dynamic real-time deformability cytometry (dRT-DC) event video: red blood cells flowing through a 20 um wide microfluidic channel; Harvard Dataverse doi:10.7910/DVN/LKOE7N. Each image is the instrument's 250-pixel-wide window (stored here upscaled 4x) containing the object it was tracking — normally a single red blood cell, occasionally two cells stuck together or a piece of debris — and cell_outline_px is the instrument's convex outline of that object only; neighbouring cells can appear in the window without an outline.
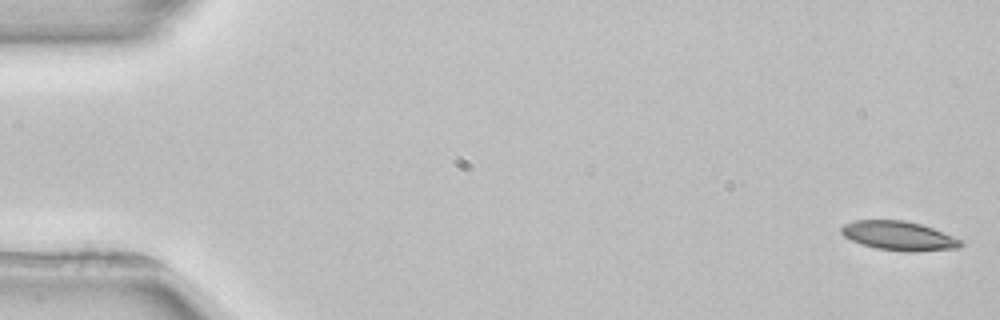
{"species": "common noctule bat (a hibernating species)", "species_latin": "Nyctalus noctula", "temperature_condition": "room temperature", "stored_images_in_passage": 4, "camera_frame_rate_fps": 3000, "um_per_image_px": 0.085, "animal": {"sex": "female", "body_mass_g": 22.7, "forearm_length_mm": 54.2}, "frame": {"image": 1, "passage_image": 1, "time_ms": 0.0, "image_size_px": [1000, 320], "cell_outline_px": [[968, 244], [960, 248], [916, 252], [904, 252], [876, 248], [860, 244], [844, 236], [840, 232], [840, 228], [844, 224], [856, 220], [904, 220], [920, 224], [932, 228], [964, 240]], "centroid_in_image_um": [76.46, 20.06], "position_along_channel_um": 8.5, "area_um2": 20.63}}
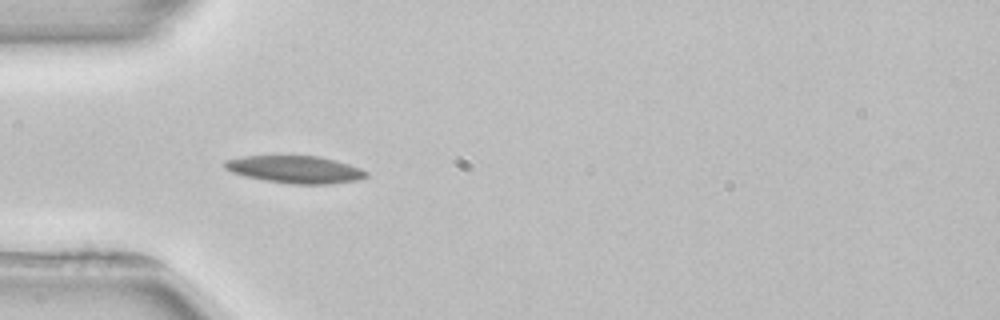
{"frame": {"image": 2, "passage_image": 4, "time_ms": 5.0, "image_size_px": [1000, 320], "cell_outline_px": [[368, 176], [356, 180], [328, 184], [292, 184], [264, 180], [232, 172], [224, 168], [224, 160], [244, 156], [320, 156], [336, 160], [360, 168], [368, 172]], "centroid_in_image_um": [25.1, 14.4], "position_along_channel_um": 59.9, "area_um2": 22.43}}